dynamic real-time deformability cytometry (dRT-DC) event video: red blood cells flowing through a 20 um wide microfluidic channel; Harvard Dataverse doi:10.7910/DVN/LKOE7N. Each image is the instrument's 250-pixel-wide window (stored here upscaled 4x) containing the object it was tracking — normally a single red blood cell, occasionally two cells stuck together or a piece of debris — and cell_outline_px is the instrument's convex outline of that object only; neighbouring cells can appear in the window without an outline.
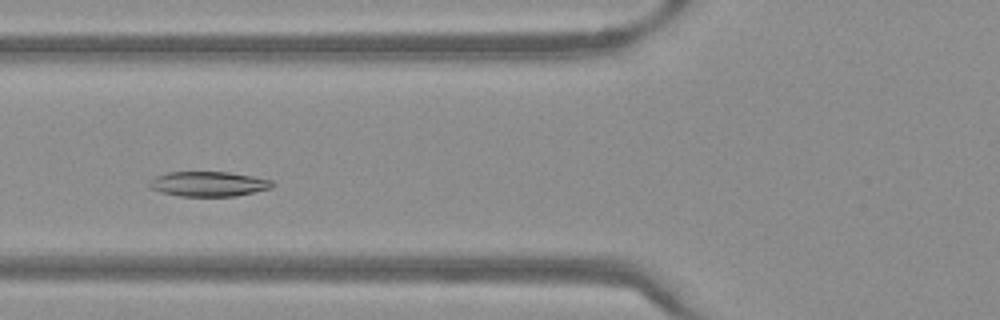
{"species": "Egyptian fruit bat (a non-hibernating species)", "species_latin": "Rousettus aegyptiacus", "temperature_condition": "warm", "stored_images_in_passage": 38, "camera_frame_rate_fps": 3000, "um_per_image_px": 0.085, "frame": {"image": 1, "passage_image": 7, "time_ms": 2.0, "image_size_px": [1000, 320], "cell_outline_px": [[276, 184], [272, 188], [236, 196], [180, 196], [160, 192], [152, 188], [148, 184], [148, 180], [156, 176], [168, 172], [228, 172], [252, 176], [272, 180]], "centroid_in_image_um": [17.73, 15.63], "position_along_channel_um": 108.1, "area_um2": 17.92}}
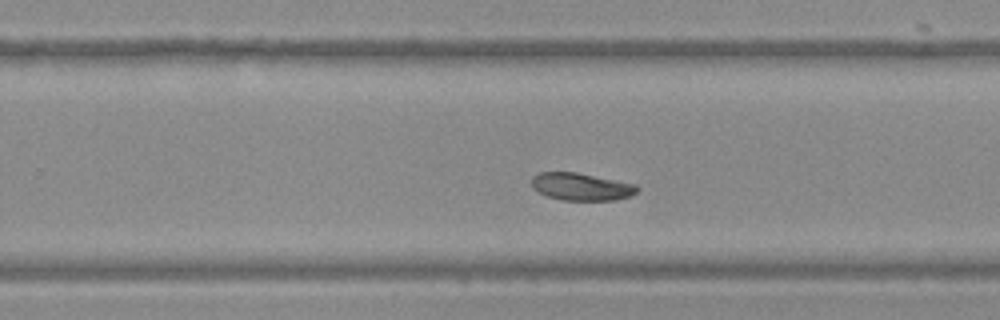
{"frame": {"image": 2, "passage_image": 20, "time_ms": 6.333, "image_size_px": [1000, 320], "cell_outline_px": [[640, 188], [632, 196], [616, 200], [564, 200], [548, 196], [532, 188], [532, 176], [540, 172], [576, 172], [636, 184]], "centroid_in_image_um": [49.43, 15.87], "position_along_channel_um": 280.4, "area_um2": 16.88}}
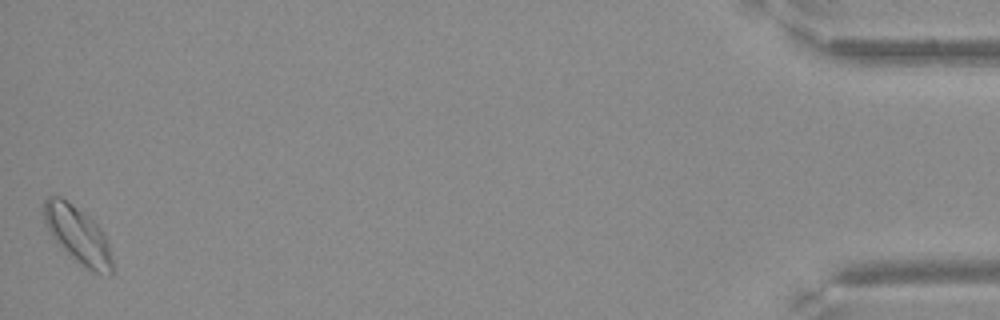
{"frame": {"image": 3, "passage_image": 38, "time_ms": 12.333, "image_size_px": [1000, 320], "cell_outline_px": [[112, 276], [108, 276], [92, 272], [76, 260], [48, 232], [44, 220], [44, 200], [48, 196], [60, 196], [72, 204], [88, 216], [100, 228], [108, 244], [112, 260]], "centroid_in_image_um": [6.62, 19.97], "position_along_channel_um": 428.6, "area_um2": 22.2}}